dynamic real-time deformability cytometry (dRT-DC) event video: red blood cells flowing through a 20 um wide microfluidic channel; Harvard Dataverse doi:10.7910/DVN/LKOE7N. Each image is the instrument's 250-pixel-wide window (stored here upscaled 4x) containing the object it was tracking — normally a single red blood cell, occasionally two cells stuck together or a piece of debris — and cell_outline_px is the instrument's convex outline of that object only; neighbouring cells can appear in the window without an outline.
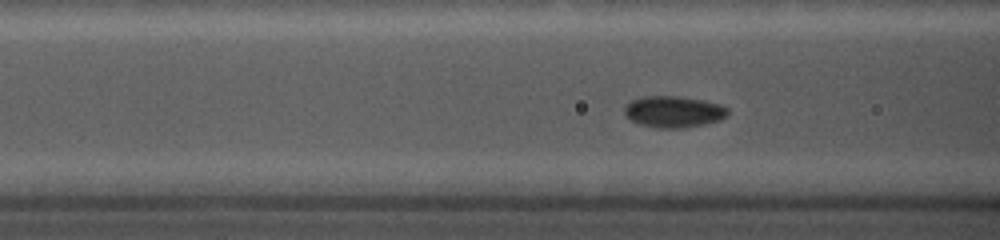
{"species": "common noctule bat (a hibernating species)", "species_latin": "Nyctalus noctula", "temperature_condition": "cold", "stored_images_in_passage": 42, "camera_frame_rate_fps": 5000, "um_per_image_px": 0.085, "animal": {"sex": "female", "body_mass_g": 19.0, "forearm_length_mm": 56.7}, "frame": {"image": 1, "passage_image": 17, "time_ms": 3.2, "image_size_px": [1000, 240], "cell_outline_px": [[728, 116], [720, 120], [704, 124], [680, 128], [656, 128], [640, 124], [632, 120], [624, 112], [624, 104], [632, 100], [644, 96], [680, 96], [704, 100], [720, 104], [728, 108]], "centroid_in_image_um": [57.27, 9.49], "position_along_channel_um": 109.3, "area_um2": 19.02}}
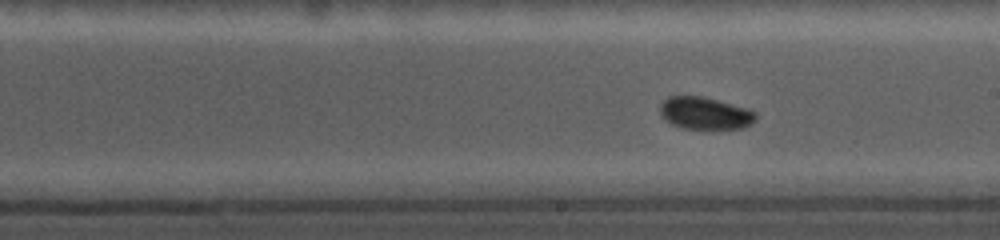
{"frame": {"image": 2, "passage_image": 33, "time_ms": 6.4, "image_size_px": [1000, 240], "cell_outline_px": [[756, 120], [740, 128], [684, 128], [672, 124], [664, 120], [660, 116], [660, 104], [668, 96], [704, 96], [744, 108], [756, 112]], "centroid_in_image_um": [59.86, 9.61], "position_along_channel_um": 229.1, "area_um2": 17.74}}
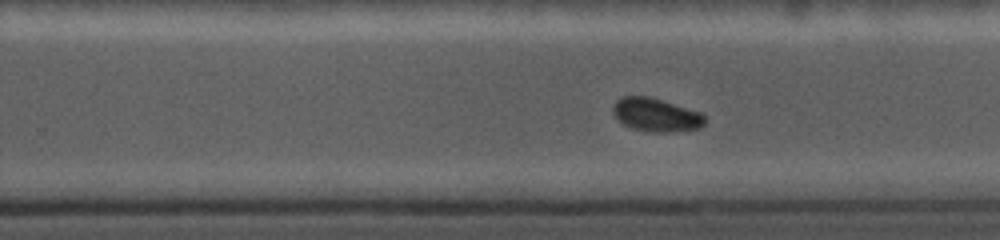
{"frame": {"image": 3, "passage_image": 39, "time_ms": 7.6, "image_size_px": [1000, 240], "cell_outline_px": [[704, 124], [700, 128], [668, 132], [652, 132], [632, 128], [624, 124], [612, 112], [612, 108], [616, 100], [620, 96], [648, 96], [700, 112], [704, 116]], "centroid_in_image_um": [55.73, 9.76], "position_along_channel_um": 274.1, "area_um2": 17.63}}